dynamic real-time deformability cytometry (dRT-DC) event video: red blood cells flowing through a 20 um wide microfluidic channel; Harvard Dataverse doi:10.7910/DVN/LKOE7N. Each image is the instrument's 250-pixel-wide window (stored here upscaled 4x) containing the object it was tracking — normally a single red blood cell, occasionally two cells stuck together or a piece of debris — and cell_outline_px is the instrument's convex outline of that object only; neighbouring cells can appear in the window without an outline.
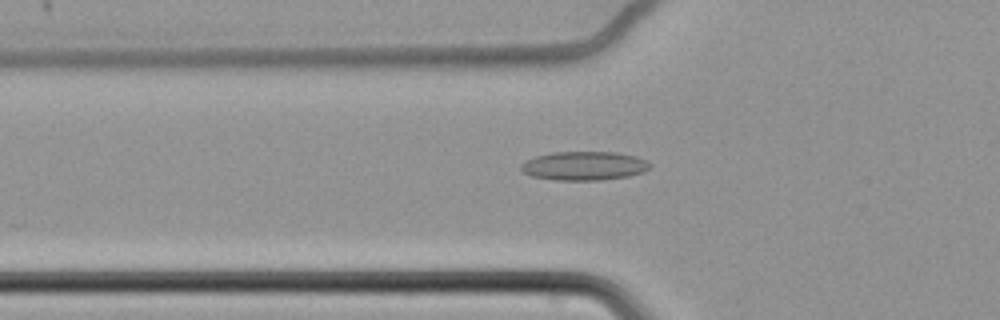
{"species": "common noctule bat (a hibernating species)", "species_latin": "Nyctalus noctula", "temperature_condition": "cold", "stored_images_in_passage": 64, "camera_frame_rate_fps": 3000, "um_per_image_px": 0.085, "animal": {"sex": "female", "body_mass_g": 22.7, "forearm_length_mm": 54.2}, "frame": {"image": 1, "passage_image": 25, "time_ms": 8.0, "image_size_px": [1000, 320], "cell_outline_px": [[652, 164], [644, 172], [628, 176], [600, 180], [556, 180], [532, 176], [524, 172], [520, 168], [520, 164], [524, 160], [536, 156], [552, 152], [616, 152], [636, 156], [648, 160]], "centroid_in_image_um": [49.66, 14.09], "position_along_channel_um": 76.1, "area_um2": 21.79}}
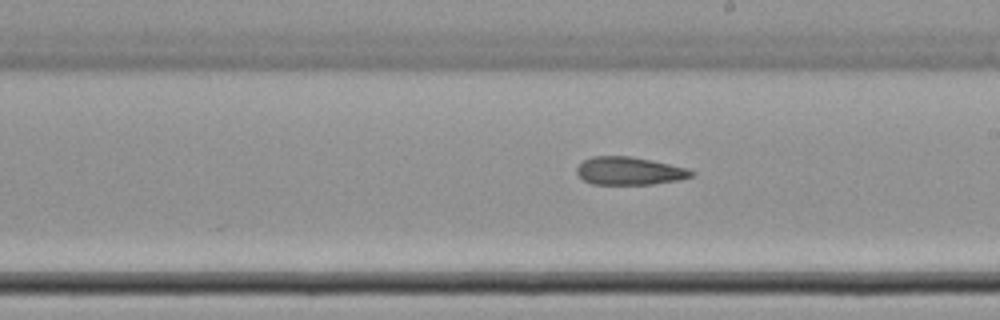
{"frame": {"image": 2, "passage_image": 39, "time_ms": 12.667, "image_size_px": [1000, 320], "cell_outline_px": [[696, 172], [692, 176], [680, 180], [652, 184], [592, 184], [584, 180], [576, 172], [576, 168], [584, 160], [592, 156], [632, 156], [688, 168]], "centroid_in_image_um": [53.51, 14.53], "position_along_channel_um": 235.5, "area_um2": 18.67}}
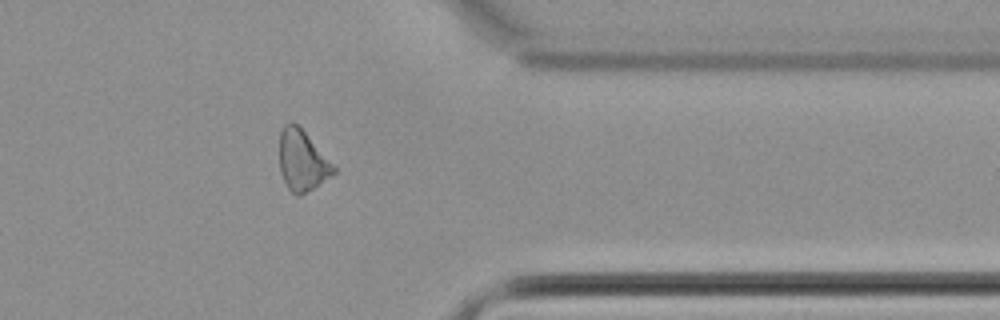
{"frame": {"image": 3, "passage_image": 53, "time_ms": 17.333, "image_size_px": [1000, 320], "cell_outline_px": [[336, 172], [300, 196], [296, 196], [288, 188], [280, 172], [280, 132], [284, 124], [288, 120], [292, 120], [304, 132], [336, 168]], "centroid_in_image_um": [25.65, 13.64], "position_along_channel_um": 385.8, "area_um2": 18.73}, "authors_computed_cell_mechanics": {"area_um2": 20.7502, "velocity_mm_per_s": 3.4317, "shape_relaxation_time_tau1_ms": null, "shape_relaxation_time_tau2_ms": 7.467, "deformation_change_tau1": null, "deformation_change_tau2": 0.1732}}